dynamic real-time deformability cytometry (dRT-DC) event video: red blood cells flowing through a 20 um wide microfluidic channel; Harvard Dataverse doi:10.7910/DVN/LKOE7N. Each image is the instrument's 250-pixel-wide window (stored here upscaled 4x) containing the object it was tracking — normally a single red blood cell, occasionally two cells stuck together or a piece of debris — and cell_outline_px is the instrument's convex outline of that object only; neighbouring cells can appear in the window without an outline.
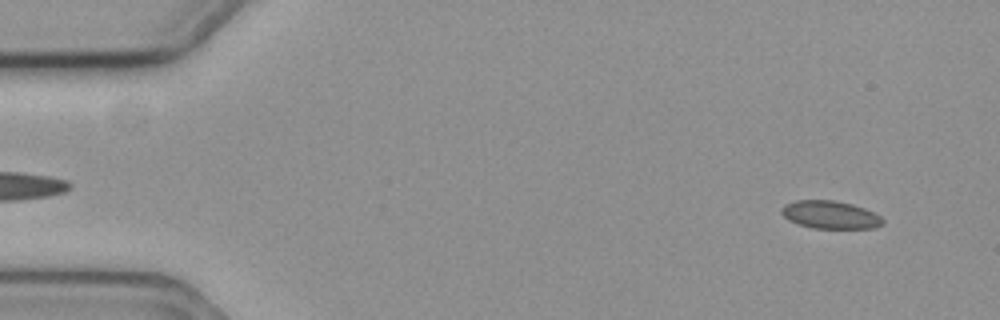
{"species": "common noctule bat (a hibernating species)", "species_latin": "Nyctalus noctula", "temperature_condition": "cold", "stored_images_in_passage": 4, "camera_frame_rate_fps": 3000, "um_per_image_px": 0.085, "animal": {"sex": "female", "body_mass_g": 19.3, "forearm_length_mm": 54.1}, "frame": {"image": 1, "passage_image": 1, "time_ms": 0.0, "image_size_px": [1000, 320], "cell_outline_px": [[884, 224], [876, 228], [812, 228], [788, 220], [780, 212], [780, 208], [784, 204], [796, 200], [832, 200], [852, 204], [864, 208], [880, 216], [884, 220]], "centroid_in_image_um": [70.56, 18.25], "position_along_channel_um": 14.4, "area_um2": 16.47}}